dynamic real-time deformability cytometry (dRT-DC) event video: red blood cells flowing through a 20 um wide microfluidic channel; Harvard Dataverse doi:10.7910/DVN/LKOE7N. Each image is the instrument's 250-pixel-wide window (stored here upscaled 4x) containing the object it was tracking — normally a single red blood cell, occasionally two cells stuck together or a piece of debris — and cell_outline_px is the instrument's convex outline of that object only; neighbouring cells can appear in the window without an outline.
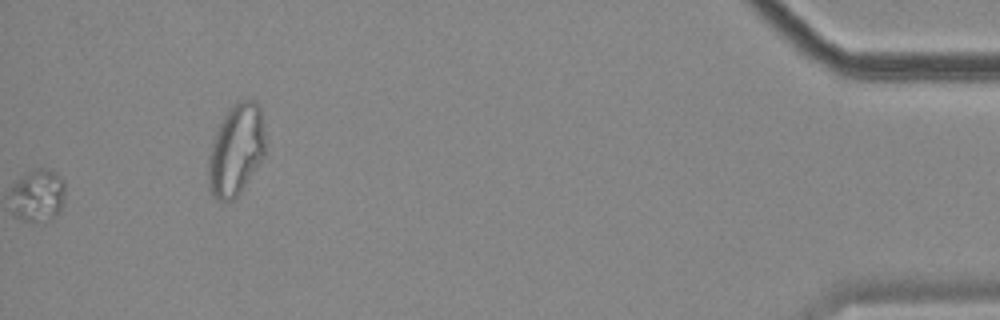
{"species": "common noctule bat (a hibernating species)", "species_latin": "Nyctalus noctula", "temperature_condition": "cold", "stored_images_in_passage": 44, "segment_of_instrument_passage": [2, 2], "camera_frame_rate_fps": 3000, "um_per_image_px": 0.085, "animal": {"sex": "female", "body_mass_g": 18.4}, "frame": {"image": 1, "passage_image": 44, "time_ms": 14.333, "image_size_px": [1000, 320], "cell_outline_px": [[264, 156], [240, 192], [232, 200], [216, 200], [212, 196], [208, 188], [208, 156], [216, 132], [228, 108], [232, 104], [240, 100], [256, 100], [260, 108], [264, 132]], "centroid_in_image_um": [20.04, 12.74], "position_along_channel_um": 415.2, "area_um2": 30.17}}